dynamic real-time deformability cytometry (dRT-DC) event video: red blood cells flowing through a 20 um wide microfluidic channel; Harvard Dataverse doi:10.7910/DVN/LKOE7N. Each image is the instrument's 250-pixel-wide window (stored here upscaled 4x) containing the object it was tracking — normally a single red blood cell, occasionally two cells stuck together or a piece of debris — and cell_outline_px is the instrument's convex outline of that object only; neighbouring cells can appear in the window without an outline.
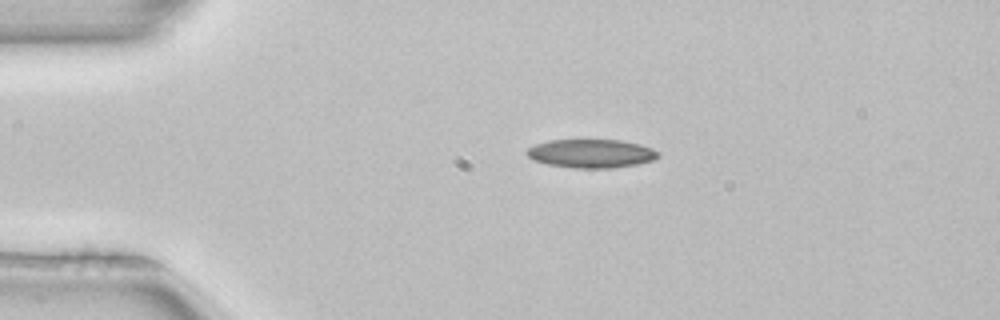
{"species": "common noctule bat (a hibernating species)", "species_latin": "Nyctalus noctula", "temperature_condition": "room temperature", "stored_images_in_passage": 41, "camera_frame_rate_fps": 3000, "um_per_image_px": 0.085, "animal": {"sex": "female", "body_mass_g": 22.7, "forearm_length_mm": 54.2}, "frame": {"image": 1, "passage_image": 1, "time_ms": 0.0, "image_size_px": [1000, 320], "cell_outline_px": [[660, 156], [652, 160], [636, 164], [612, 168], [572, 168], [548, 164], [532, 160], [524, 152], [528, 148], [536, 144], [548, 140], [620, 140], [640, 144], [652, 148], [660, 152]], "centroid_in_image_um": [50.24, 13.05], "position_along_channel_um": 34.8, "area_um2": 21.96}}
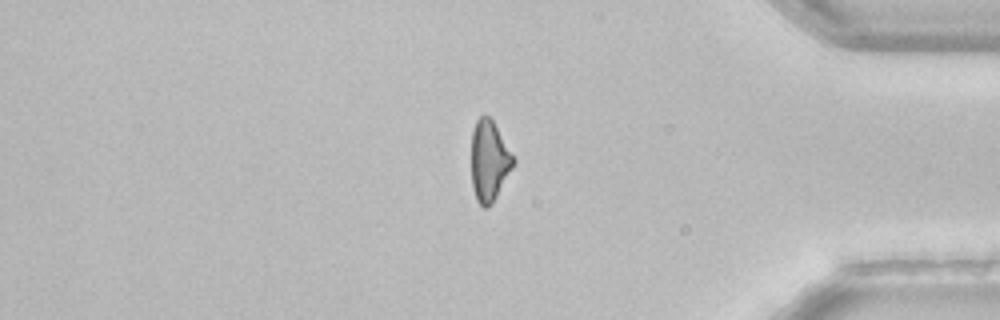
{"frame": {"image": 2, "passage_image": 33, "time_ms": 10.667, "image_size_px": [1000, 320], "cell_outline_px": [[516, 160], [512, 168], [492, 204], [488, 208], [484, 208], [476, 200], [472, 188], [472, 132], [476, 120], [484, 112], [492, 120]], "centroid_in_image_um": [41.57, 13.68], "position_along_channel_um": 393.6, "area_um2": 19.65}}
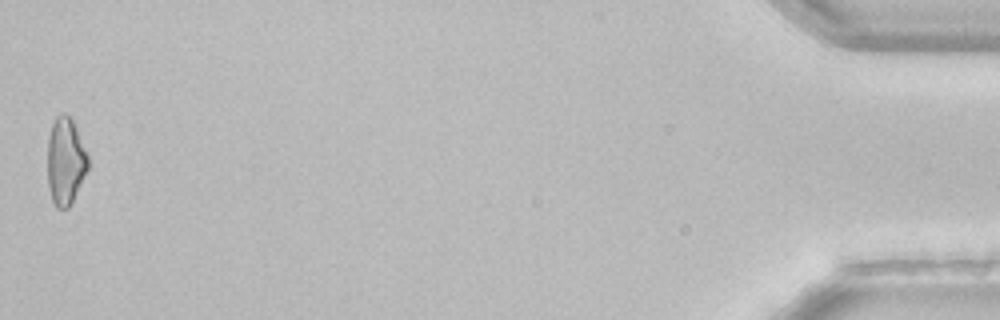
{"frame": {"image": 3, "passage_image": 41, "time_ms": 13.333, "image_size_px": [1000, 320], "cell_outline_px": [[88, 168], [72, 204], [68, 208], [56, 208], [52, 200], [48, 184], [48, 136], [52, 124], [56, 116], [64, 112], [72, 120], [88, 156]], "centroid_in_image_um": [5.56, 13.73], "position_along_channel_um": 429.6, "area_um2": 20.46}, "authors_computed_cell_mechanics": {"area_um2": 21.2704, "velocity_mm_per_s": 4.0082, "shape_relaxation_time_tau1_ms": 8.2734, "shape_relaxation_time_tau2_ms": null, "deformation_change_tau1": 0.2185, "deformation_change_tau2": null}}